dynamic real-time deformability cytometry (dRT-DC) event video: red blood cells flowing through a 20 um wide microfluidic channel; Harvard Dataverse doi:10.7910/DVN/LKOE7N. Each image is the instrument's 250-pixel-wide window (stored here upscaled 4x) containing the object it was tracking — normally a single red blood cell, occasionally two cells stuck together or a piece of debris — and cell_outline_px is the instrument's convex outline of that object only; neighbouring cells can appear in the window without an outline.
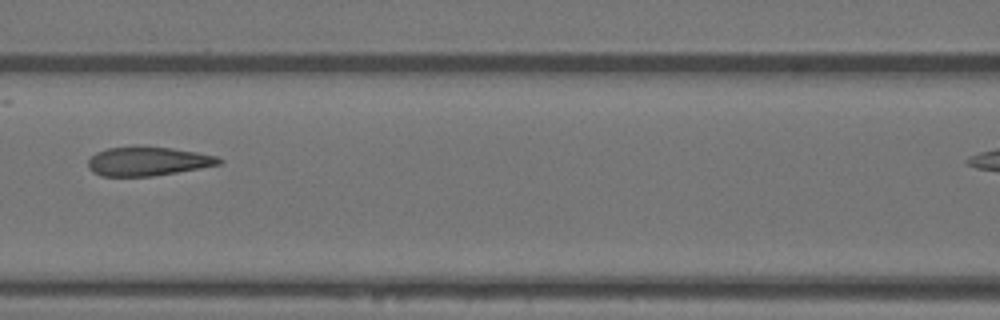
{"species": "Egyptian fruit bat (a non-hibernating species)", "species_latin": "Rousettus aegyptiacus", "temperature_condition": "warm", "stored_images_in_passage": 7, "camera_frame_rate_fps": 3000, "um_per_image_px": 0.085, "animal": {"sex": "female"}, "frame": {"image": 1, "passage_image": 6, "time_ms": 1.667, "image_size_px": [1000, 320], "cell_outline_px": [[224, 160], [220, 164], [200, 168], [152, 176], [100, 176], [92, 172], [88, 168], [88, 160], [96, 152], [108, 148], [172, 148], [196, 152], [216, 156]], "centroid_in_image_um": [12.55, 13.73], "position_along_channel_um": 154.0, "area_um2": 21.56}}